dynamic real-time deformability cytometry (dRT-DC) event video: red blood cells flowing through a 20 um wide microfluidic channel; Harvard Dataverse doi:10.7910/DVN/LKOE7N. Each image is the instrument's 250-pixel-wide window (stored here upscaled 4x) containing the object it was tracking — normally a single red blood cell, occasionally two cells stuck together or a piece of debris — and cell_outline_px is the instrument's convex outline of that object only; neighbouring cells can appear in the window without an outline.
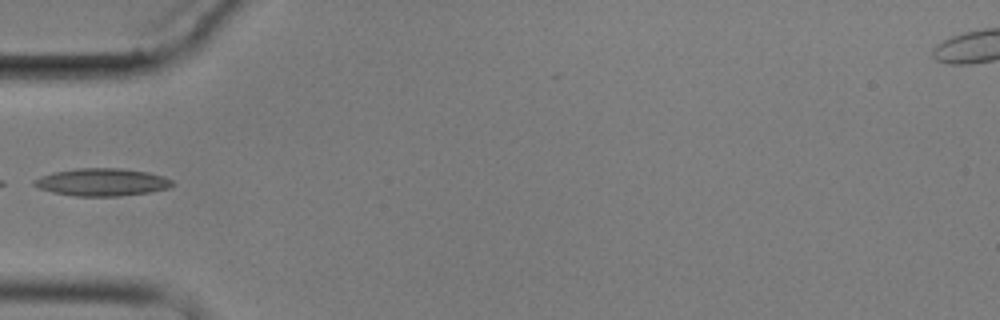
{"species": "common noctule bat (a hibernating species)", "species_latin": "Nyctalus noctula", "temperature_condition": "cold", "stored_images_in_passage": 13, "camera_frame_rate_fps": 3000, "um_per_image_px": 0.085, "animal": {"sex": "male", "body_mass_g": 17.9}, "frame": {"image": 1, "passage_image": 4, "time_ms": 7.0, "image_size_px": [1000, 320], "cell_outline_px": [[176, 184], [168, 188], [148, 192], [120, 196], [76, 196], [52, 192], [40, 188], [32, 184], [32, 180], [40, 176], [52, 172], [76, 168], [120, 168], [148, 172], [164, 176], [172, 180]], "centroid_in_image_um": [8.66, 15.47], "position_along_channel_um": 76.3, "area_um2": 22.31}}
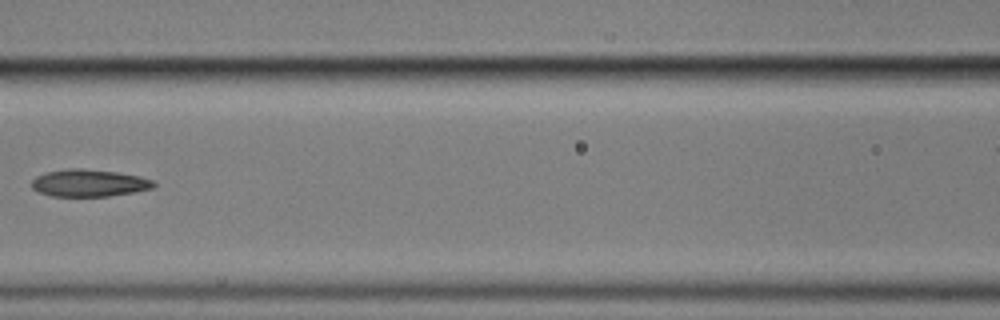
{"frame": {"image": 2, "passage_image": 6, "time_ms": 9.333, "image_size_px": [1000, 320], "cell_outline_px": [[156, 184], [152, 188], [132, 192], [108, 196], [52, 196], [40, 192], [32, 188], [32, 180], [36, 176], [44, 172], [68, 168], [84, 168], [116, 172], [140, 176], [152, 180]], "centroid_in_image_um": [7.54, 15.54], "position_along_channel_um": 159.1, "area_um2": 19.31}}
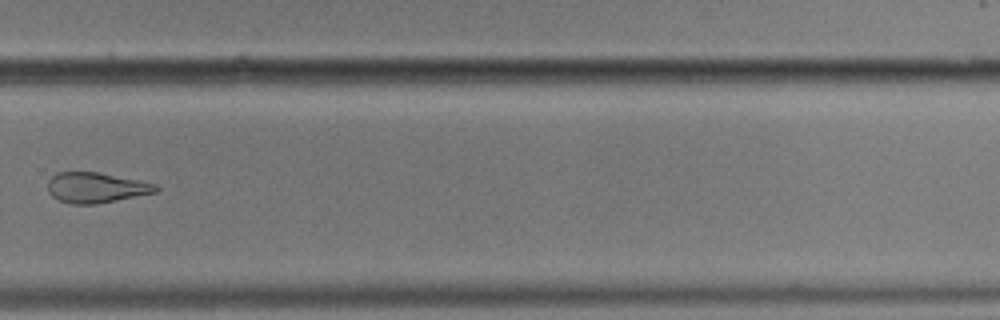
{"frame": {"image": 3, "passage_image": 10, "time_ms": 14.0, "image_size_px": [1000, 320], "cell_outline_px": [[160, 188], [156, 192], [96, 204], [72, 204], [56, 200], [48, 192], [48, 180], [52, 176], [60, 172], [96, 172], [156, 184]], "centroid_in_image_um": [8.12, 15.96], "position_along_channel_um": 321.7, "area_um2": 18.9}, "authors_computed_cell_mechanics": {"area_um2": 19.3052, "velocity_mm_per_s": 3.511, "shape_relaxation_time_tau1_ms": null, "shape_relaxation_time_tau2_ms": 9.8274, "deformation_change_tau1": null, "deformation_change_tau2": 0.2117}}